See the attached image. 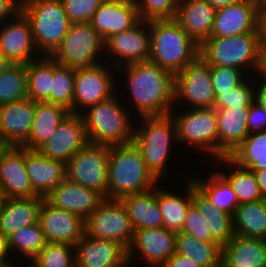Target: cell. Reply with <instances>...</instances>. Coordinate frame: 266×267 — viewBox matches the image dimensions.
I'll return each instance as SVG.
<instances>
[{
  "mask_svg": "<svg viewBox=\"0 0 266 267\" xmlns=\"http://www.w3.org/2000/svg\"><path fill=\"white\" fill-rule=\"evenodd\" d=\"M15 258H13L12 261H9V262H6V263H3V264H0V267H20L18 265V263H16V260H14ZM15 262V263H14ZM23 267V266H22Z\"/></svg>",
  "mask_w": 266,
  "mask_h": 267,
  "instance_id": "obj_59",
  "label": "cell"
},
{
  "mask_svg": "<svg viewBox=\"0 0 266 267\" xmlns=\"http://www.w3.org/2000/svg\"><path fill=\"white\" fill-rule=\"evenodd\" d=\"M256 87L257 83L254 80V77L249 76L239 86L231 89L230 91L219 93L216 96L213 108H249V106L255 101Z\"/></svg>",
  "mask_w": 266,
  "mask_h": 267,
  "instance_id": "obj_44",
  "label": "cell"
},
{
  "mask_svg": "<svg viewBox=\"0 0 266 267\" xmlns=\"http://www.w3.org/2000/svg\"><path fill=\"white\" fill-rule=\"evenodd\" d=\"M74 247L76 267H129L127 250L115 241L84 234Z\"/></svg>",
  "mask_w": 266,
  "mask_h": 267,
  "instance_id": "obj_22",
  "label": "cell"
},
{
  "mask_svg": "<svg viewBox=\"0 0 266 267\" xmlns=\"http://www.w3.org/2000/svg\"><path fill=\"white\" fill-rule=\"evenodd\" d=\"M210 67L212 83L216 96L219 93L230 91L231 89L239 86L249 77V75H247L245 72L233 67Z\"/></svg>",
  "mask_w": 266,
  "mask_h": 267,
  "instance_id": "obj_46",
  "label": "cell"
},
{
  "mask_svg": "<svg viewBox=\"0 0 266 267\" xmlns=\"http://www.w3.org/2000/svg\"><path fill=\"white\" fill-rule=\"evenodd\" d=\"M116 72L117 76L120 72V79L122 77L125 81V84L122 83L125 86L122 85L121 89L126 88L125 91L117 89L116 92L129 94L126 96L129 97L127 102L135 107L132 110L135 118L170 114L174 108L173 73L149 61L124 65L117 68Z\"/></svg>",
  "mask_w": 266,
  "mask_h": 267,
  "instance_id": "obj_1",
  "label": "cell"
},
{
  "mask_svg": "<svg viewBox=\"0 0 266 267\" xmlns=\"http://www.w3.org/2000/svg\"><path fill=\"white\" fill-rule=\"evenodd\" d=\"M232 219L234 234L266 239V198L239 204Z\"/></svg>",
  "mask_w": 266,
  "mask_h": 267,
  "instance_id": "obj_34",
  "label": "cell"
},
{
  "mask_svg": "<svg viewBox=\"0 0 266 267\" xmlns=\"http://www.w3.org/2000/svg\"><path fill=\"white\" fill-rule=\"evenodd\" d=\"M75 68L59 65L53 59V80L50 103L65 107L73 113Z\"/></svg>",
  "mask_w": 266,
  "mask_h": 267,
  "instance_id": "obj_42",
  "label": "cell"
},
{
  "mask_svg": "<svg viewBox=\"0 0 266 267\" xmlns=\"http://www.w3.org/2000/svg\"><path fill=\"white\" fill-rule=\"evenodd\" d=\"M21 11V0H0V25Z\"/></svg>",
  "mask_w": 266,
  "mask_h": 267,
  "instance_id": "obj_50",
  "label": "cell"
},
{
  "mask_svg": "<svg viewBox=\"0 0 266 267\" xmlns=\"http://www.w3.org/2000/svg\"><path fill=\"white\" fill-rule=\"evenodd\" d=\"M12 65L13 63L0 52V74Z\"/></svg>",
  "mask_w": 266,
  "mask_h": 267,
  "instance_id": "obj_58",
  "label": "cell"
},
{
  "mask_svg": "<svg viewBox=\"0 0 266 267\" xmlns=\"http://www.w3.org/2000/svg\"><path fill=\"white\" fill-rule=\"evenodd\" d=\"M38 223L46 241L50 243L75 246L85 234V220L81 216L56 208L45 198L42 200Z\"/></svg>",
  "mask_w": 266,
  "mask_h": 267,
  "instance_id": "obj_19",
  "label": "cell"
},
{
  "mask_svg": "<svg viewBox=\"0 0 266 267\" xmlns=\"http://www.w3.org/2000/svg\"><path fill=\"white\" fill-rule=\"evenodd\" d=\"M7 238L0 232V264L12 261Z\"/></svg>",
  "mask_w": 266,
  "mask_h": 267,
  "instance_id": "obj_54",
  "label": "cell"
},
{
  "mask_svg": "<svg viewBox=\"0 0 266 267\" xmlns=\"http://www.w3.org/2000/svg\"><path fill=\"white\" fill-rule=\"evenodd\" d=\"M253 77L257 84L266 85V46L262 44L259 46L257 66Z\"/></svg>",
  "mask_w": 266,
  "mask_h": 267,
  "instance_id": "obj_51",
  "label": "cell"
},
{
  "mask_svg": "<svg viewBox=\"0 0 266 267\" xmlns=\"http://www.w3.org/2000/svg\"><path fill=\"white\" fill-rule=\"evenodd\" d=\"M149 55L150 22L145 20L104 41V60L116 69L128 64L146 62Z\"/></svg>",
  "mask_w": 266,
  "mask_h": 267,
  "instance_id": "obj_14",
  "label": "cell"
},
{
  "mask_svg": "<svg viewBox=\"0 0 266 267\" xmlns=\"http://www.w3.org/2000/svg\"><path fill=\"white\" fill-rule=\"evenodd\" d=\"M28 97L37 102L50 103L53 80V58L41 56L26 64Z\"/></svg>",
  "mask_w": 266,
  "mask_h": 267,
  "instance_id": "obj_38",
  "label": "cell"
},
{
  "mask_svg": "<svg viewBox=\"0 0 266 267\" xmlns=\"http://www.w3.org/2000/svg\"><path fill=\"white\" fill-rule=\"evenodd\" d=\"M175 253L193 260L201 267H222V246L200 241L194 235L177 233Z\"/></svg>",
  "mask_w": 266,
  "mask_h": 267,
  "instance_id": "obj_35",
  "label": "cell"
},
{
  "mask_svg": "<svg viewBox=\"0 0 266 267\" xmlns=\"http://www.w3.org/2000/svg\"><path fill=\"white\" fill-rule=\"evenodd\" d=\"M27 264H28V267H35L31 262H27L25 267H27Z\"/></svg>",
  "mask_w": 266,
  "mask_h": 267,
  "instance_id": "obj_62",
  "label": "cell"
},
{
  "mask_svg": "<svg viewBox=\"0 0 266 267\" xmlns=\"http://www.w3.org/2000/svg\"><path fill=\"white\" fill-rule=\"evenodd\" d=\"M43 199L7 198L0 213V232L8 238L18 229L38 223Z\"/></svg>",
  "mask_w": 266,
  "mask_h": 267,
  "instance_id": "obj_29",
  "label": "cell"
},
{
  "mask_svg": "<svg viewBox=\"0 0 266 267\" xmlns=\"http://www.w3.org/2000/svg\"><path fill=\"white\" fill-rule=\"evenodd\" d=\"M207 222L196 205L192 203L187 210L184 227L181 232L194 235L200 241L217 243L211 236Z\"/></svg>",
  "mask_w": 266,
  "mask_h": 267,
  "instance_id": "obj_48",
  "label": "cell"
},
{
  "mask_svg": "<svg viewBox=\"0 0 266 267\" xmlns=\"http://www.w3.org/2000/svg\"><path fill=\"white\" fill-rule=\"evenodd\" d=\"M28 97L26 64H14L0 74V105Z\"/></svg>",
  "mask_w": 266,
  "mask_h": 267,
  "instance_id": "obj_41",
  "label": "cell"
},
{
  "mask_svg": "<svg viewBox=\"0 0 266 267\" xmlns=\"http://www.w3.org/2000/svg\"><path fill=\"white\" fill-rule=\"evenodd\" d=\"M31 263L35 267H76L75 247L47 242Z\"/></svg>",
  "mask_w": 266,
  "mask_h": 267,
  "instance_id": "obj_43",
  "label": "cell"
},
{
  "mask_svg": "<svg viewBox=\"0 0 266 267\" xmlns=\"http://www.w3.org/2000/svg\"><path fill=\"white\" fill-rule=\"evenodd\" d=\"M141 21L135 0H105L90 24L105 41L112 35L133 28Z\"/></svg>",
  "mask_w": 266,
  "mask_h": 267,
  "instance_id": "obj_20",
  "label": "cell"
},
{
  "mask_svg": "<svg viewBox=\"0 0 266 267\" xmlns=\"http://www.w3.org/2000/svg\"><path fill=\"white\" fill-rule=\"evenodd\" d=\"M209 5L214 7L216 10L235 4L239 0H205Z\"/></svg>",
  "mask_w": 266,
  "mask_h": 267,
  "instance_id": "obj_57",
  "label": "cell"
},
{
  "mask_svg": "<svg viewBox=\"0 0 266 267\" xmlns=\"http://www.w3.org/2000/svg\"><path fill=\"white\" fill-rule=\"evenodd\" d=\"M180 108L178 110L173 108L170 112L175 123L179 145L185 144L187 147H195L196 150H201L203 154L207 153L211 155V158L214 157L215 162L218 159V121L216 109Z\"/></svg>",
  "mask_w": 266,
  "mask_h": 267,
  "instance_id": "obj_8",
  "label": "cell"
},
{
  "mask_svg": "<svg viewBox=\"0 0 266 267\" xmlns=\"http://www.w3.org/2000/svg\"><path fill=\"white\" fill-rule=\"evenodd\" d=\"M216 163L223 164L227 169L218 171L231 185L238 203L254 202L263 199V195L252 170L238 166L229 157L216 159ZM225 170L228 171L225 173Z\"/></svg>",
  "mask_w": 266,
  "mask_h": 267,
  "instance_id": "obj_36",
  "label": "cell"
},
{
  "mask_svg": "<svg viewBox=\"0 0 266 267\" xmlns=\"http://www.w3.org/2000/svg\"><path fill=\"white\" fill-rule=\"evenodd\" d=\"M0 190L7 198L40 197L34 190L26 171V148H0Z\"/></svg>",
  "mask_w": 266,
  "mask_h": 267,
  "instance_id": "obj_17",
  "label": "cell"
},
{
  "mask_svg": "<svg viewBox=\"0 0 266 267\" xmlns=\"http://www.w3.org/2000/svg\"><path fill=\"white\" fill-rule=\"evenodd\" d=\"M176 235L165 227L136 230L127 250L129 267L136 256L149 267H161L175 253Z\"/></svg>",
  "mask_w": 266,
  "mask_h": 267,
  "instance_id": "obj_15",
  "label": "cell"
},
{
  "mask_svg": "<svg viewBox=\"0 0 266 267\" xmlns=\"http://www.w3.org/2000/svg\"><path fill=\"white\" fill-rule=\"evenodd\" d=\"M249 108L216 109L218 121V159L228 157L250 135Z\"/></svg>",
  "mask_w": 266,
  "mask_h": 267,
  "instance_id": "obj_27",
  "label": "cell"
},
{
  "mask_svg": "<svg viewBox=\"0 0 266 267\" xmlns=\"http://www.w3.org/2000/svg\"><path fill=\"white\" fill-rule=\"evenodd\" d=\"M247 127L250 134L266 130V110L256 101L249 106Z\"/></svg>",
  "mask_w": 266,
  "mask_h": 267,
  "instance_id": "obj_49",
  "label": "cell"
},
{
  "mask_svg": "<svg viewBox=\"0 0 266 267\" xmlns=\"http://www.w3.org/2000/svg\"><path fill=\"white\" fill-rule=\"evenodd\" d=\"M264 198H266V169L252 170Z\"/></svg>",
  "mask_w": 266,
  "mask_h": 267,
  "instance_id": "obj_55",
  "label": "cell"
},
{
  "mask_svg": "<svg viewBox=\"0 0 266 267\" xmlns=\"http://www.w3.org/2000/svg\"><path fill=\"white\" fill-rule=\"evenodd\" d=\"M7 240L11 258L19 257V260L26 262H31L47 243L39 223L18 229Z\"/></svg>",
  "mask_w": 266,
  "mask_h": 267,
  "instance_id": "obj_39",
  "label": "cell"
},
{
  "mask_svg": "<svg viewBox=\"0 0 266 267\" xmlns=\"http://www.w3.org/2000/svg\"><path fill=\"white\" fill-rule=\"evenodd\" d=\"M51 57L62 66L83 68L104 62V40L90 23H72Z\"/></svg>",
  "mask_w": 266,
  "mask_h": 267,
  "instance_id": "obj_9",
  "label": "cell"
},
{
  "mask_svg": "<svg viewBox=\"0 0 266 267\" xmlns=\"http://www.w3.org/2000/svg\"><path fill=\"white\" fill-rule=\"evenodd\" d=\"M186 180L183 196L182 194L177 195L172 189H163L157 185V202L163 218V227L175 233L182 231L187 210L193 203L191 176Z\"/></svg>",
  "mask_w": 266,
  "mask_h": 267,
  "instance_id": "obj_32",
  "label": "cell"
},
{
  "mask_svg": "<svg viewBox=\"0 0 266 267\" xmlns=\"http://www.w3.org/2000/svg\"><path fill=\"white\" fill-rule=\"evenodd\" d=\"M215 13L205 0H181L174 20L200 45L211 35Z\"/></svg>",
  "mask_w": 266,
  "mask_h": 267,
  "instance_id": "obj_26",
  "label": "cell"
},
{
  "mask_svg": "<svg viewBox=\"0 0 266 267\" xmlns=\"http://www.w3.org/2000/svg\"><path fill=\"white\" fill-rule=\"evenodd\" d=\"M29 19L35 47L41 56H51L61 45L72 24L61 0H21Z\"/></svg>",
  "mask_w": 266,
  "mask_h": 267,
  "instance_id": "obj_6",
  "label": "cell"
},
{
  "mask_svg": "<svg viewBox=\"0 0 266 267\" xmlns=\"http://www.w3.org/2000/svg\"><path fill=\"white\" fill-rule=\"evenodd\" d=\"M259 7L255 0H239L216 10L210 37H231L258 32Z\"/></svg>",
  "mask_w": 266,
  "mask_h": 267,
  "instance_id": "obj_23",
  "label": "cell"
},
{
  "mask_svg": "<svg viewBox=\"0 0 266 267\" xmlns=\"http://www.w3.org/2000/svg\"><path fill=\"white\" fill-rule=\"evenodd\" d=\"M105 0H61L71 23H90L94 13Z\"/></svg>",
  "mask_w": 266,
  "mask_h": 267,
  "instance_id": "obj_47",
  "label": "cell"
},
{
  "mask_svg": "<svg viewBox=\"0 0 266 267\" xmlns=\"http://www.w3.org/2000/svg\"><path fill=\"white\" fill-rule=\"evenodd\" d=\"M88 143V135L81 115L69 113L38 151L45 157L66 164Z\"/></svg>",
  "mask_w": 266,
  "mask_h": 267,
  "instance_id": "obj_18",
  "label": "cell"
},
{
  "mask_svg": "<svg viewBox=\"0 0 266 267\" xmlns=\"http://www.w3.org/2000/svg\"><path fill=\"white\" fill-rule=\"evenodd\" d=\"M135 230L123 203L118 199H105L85 220V234L107 239L130 247Z\"/></svg>",
  "mask_w": 266,
  "mask_h": 267,
  "instance_id": "obj_12",
  "label": "cell"
},
{
  "mask_svg": "<svg viewBox=\"0 0 266 267\" xmlns=\"http://www.w3.org/2000/svg\"><path fill=\"white\" fill-rule=\"evenodd\" d=\"M222 267H266L265 239L234 234L222 246Z\"/></svg>",
  "mask_w": 266,
  "mask_h": 267,
  "instance_id": "obj_28",
  "label": "cell"
},
{
  "mask_svg": "<svg viewBox=\"0 0 266 267\" xmlns=\"http://www.w3.org/2000/svg\"><path fill=\"white\" fill-rule=\"evenodd\" d=\"M122 96L124 95L115 94L111 98L92 105L80 113L89 143L114 146L128 144L133 141L135 129V123L133 122H135L134 119L136 120V118L133 114H130L132 107L130 104L128 106L125 103L126 101H122V98H126Z\"/></svg>",
  "mask_w": 266,
  "mask_h": 267,
  "instance_id": "obj_3",
  "label": "cell"
},
{
  "mask_svg": "<svg viewBox=\"0 0 266 267\" xmlns=\"http://www.w3.org/2000/svg\"><path fill=\"white\" fill-rule=\"evenodd\" d=\"M26 171L33 190L45 198L66 179V164L26 149Z\"/></svg>",
  "mask_w": 266,
  "mask_h": 267,
  "instance_id": "obj_25",
  "label": "cell"
},
{
  "mask_svg": "<svg viewBox=\"0 0 266 267\" xmlns=\"http://www.w3.org/2000/svg\"><path fill=\"white\" fill-rule=\"evenodd\" d=\"M160 184L148 170L133 142L109 146L106 199L119 200L127 195L149 191Z\"/></svg>",
  "mask_w": 266,
  "mask_h": 267,
  "instance_id": "obj_2",
  "label": "cell"
},
{
  "mask_svg": "<svg viewBox=\"0 0 266 267\" xmlns=\"http://www.w3.org/2000/svg\"><path fill=\"white\" fill-rule=\"evenodd\" d=\"M258 32L260 44L266 46V7L259 8Z\"/></svg>",
  "mask_w": 266,
  "mask_h": 267,
  "instance_id": "obj_53",
  "label": "cell"
},
{
  "mask_svg": "<svg viewBox=\"0 0 266 267\" xmlns=\"http://www.w3.org/2000/svg\"><path fill=\"white\" fill-rule=\"evenodd\" d=\"M7 197L4 195V193L0 190V213L2 212L3 206L5 204Z\"/></svg>",
  "mask_w": 266,
  "mask_h": 267,
  "instance_id": "obj_60",
  "label": "cell"
},
{
  "mask_svg": "<svg viewBox=\"0 0 266 267\" xmlns=\"http://www.w3.org/2000/svg\"><path fill=\"white\" fill-rule=\"evenodd\" d=\"M36 102L29 97L0 105V142L21 146L31 133Z\"/></svg>",
  "mask_w": 266,
  "mask_h": 267,
  "instance_id": "obj_21",
  "label": "cell"
},
{
  "mask_svg": "<svg viewBox=\"0 0 266 267\" xmlns=\"http://www.w3.org/2000/svg\"><path fill=\"white\" fill-rule=\"evenodd\" d=\"M199 45L174 20L150 21L149 62L176 75L199 56Z\"/></svg>",
  "mask_w": 266,
  "mask_h": 267,
  "instance_id": "obj_5",
  "label": "cell"
},
{
  "mask_svg": "<svg viewBox=\"0 0 266 267\" xmlns=\"http://www.w3.org/2000/svg\"><path fill=\"white\" fill-rule=\"evenodd\" d=\"M228 157L243 168L266 169V130L251 133Z\"/></svg>",
  "mask_w": 266,
  "mask_h": 267,
  "instance_id": "obj_40",
  "label": "cell"
},
{
  "mask_svg": "<svg viewBox=\"0 0 266 267\" xmlns=\"http://www.w3.org/2000/svg\"><path fill=\"white\" fill-rule=\"evenodd\" d=\"M0 52L14 64H28L41 57L29 19L22 11L0 25Z\"/></svg>",
  "mask_w": 266,
  "mask_h": 267,
  "instance_id": "obj_16",
  "label": "cell"
},
{
  "mask_svg": "<svg viewBox=\"0 0 266 267\" xmlns=\"http://www.w3.org/2000/svg\"><path fill=\"white\" fill-rule=\"evenodd\" d=\"M181 0H135L141 20H171Z\"/></svg>",
  "mask_w": 266,
  "mask_h": 267,
  "instance_id": "obj_45",
  "label": "cell"
},
{
  "mask_svg": "<svg viewBox=\"0 0 266 267\" xmlns=\"http://www.w3.org/2000/svg\"><path fill=\"white\" fill-rule=\"evenodd\" d=\"M115 71L116 68L106 61L91 67L76 68L73 114H80L86 108L105 101L117 93L115 92L117 91L115 85L118 84L120 79Z\"/></svg>",
  "mask_w": 266,
  "mask_h": 267,
  "instance_id": "obj_10",
  "label": "cell"
},
{
  "mask_svg": "<svg viewBox=\"0 0 266 267\" xmlns=\"http://www.w3.org/2000/svg\"><path fill=\"white\" fill-rule=\"evenodd\" d=\"M137 119L132 142L140 150L148 170L161 182L168 175L170 153L175 149L173 143H178L173 117L168 114Z\"/></svg>",
  "mask_w": 266,
  "mask_h": 267,
  "instance_id": "obj_4",
  "label": "cell"
},
{
  "mask_svg": "<svg viewBox=\"0 0 266 267\" xmlns=\"http://www.w3.org/2000/svg\"><path fill=\"white\" fill-rule=\"evenodd\" d=\"M215 99L211 67L199 56L175 75L174 108H213Z\"/></svg>",
  "mask_w": 266,
  "mask_h": 267,
  "instance_id": "obj_11",
  "label": "cell"
},
{
  "mask_svg": "<svg viewBox=\"0 0 266 267\" xmlns=\"http://www.w3.org/2000/svg\"><path fill=\"white\" fill-rule=\"evenodd\" d=\"M255 101L266 110V85L257 84L255 90Z\"/></svg>",
  "mask_w": 266,
  "mask_h": 267,
  "instance_id": "obj_56",
  "label": "cell"
},
{
  "mask_svg": "<svg viewBox=\"0 0 266 267\" xmlns=\"http://www.w3.org/2000/svg\"><path fill=\"white\" fill-rule=\"evenodd\" d=\"M191 178L212 204L233 216L239 203L230 183L219 172H212L208 179L207 176L206 179L200 176Z\"/></svg>",
  "mask_w": 266,
  "mask_h": 267,
  "instance_id": "obj_37",
  "label": "cell"
},
{
  "mask_svg": "<svg viewBox=\"0 0 266 267\" xmlns=\"http://www.w3.org/2000/svg\"><path fill=\"white\" fill-rule=\"evenodd\" d=\"M161 267H201L193 260L174 253Z\"/></svg>",
  "mask_w": 266,
  "mask_h": 267,
  "instance_id": "obj_52",
  "label": "cell"
},
{
  "mask_svg": "<svg viewBox=\"0 0 266 267\" xmlns=\"http://www.w3.org/2000/svg\"><path fill=\"white\" fill-rule=\"evenodd\" d=\"M108 148L107 145L88 143L66 163V178L98 191L106 199Z\"/></svg>",
  "mask_w": 266,
  "mask_h": 267,
  "instance_id": "obj_13",
  "label": "cell"
},
{
  "mask_svg": "<svg viewBox=\"0 0 266 267\" xmlns=\"http://www.w3.org/2000/svg\"><path fill=\"white\" fill-rule=\"evenodd\" d=\"M259 8L266 7V0H255Z\"/></svg>",
  "mask_w": 266,
  "mask_h": 267,
  "instance_id": "obj_61",
  "label": "cell"
},
{
  "mask_svg": "<svg viewBox=\"0 0 266 267\" xmlns=\"http://www.w3.org/2000/svg\"><path fill=\"white\" fill-rule=\"evenodd\" d=\"M45 199L54 207L77 214L86 220L105 200V197L98 191L71 182L66 178Z\"/></svg>",
  "mask_w": 266,
  "mask_h": 267,
  "instance_id": "obj_24",
  "label": "cell"
},
{
  "mask_svg": "<svg viewBox=\"0 0 266 267\" xmlns=\"http://www.w3.org/2000/svg\"><path fill=\"white\" fill-rule=\"evenodd\" d=\"M192 202L205 220L212 238L221 246L234 236L232 215L217 208L192 180Z\"/></svg>",
  "mask_w": 266,
  "mask_h": 267,
  "instance_id": "obj_33",
  "label": "cell"
},
{
  "mask_svg": "<svg viewBox=\"0 0 266 267\" xmlns=\"http://www.w3.org/2000/svg\"><path fill=\"white\" fill-rule=\"evenodd\" d=\"M259 46V32H249L231 37H209L199 45L198 52L210 66L233 67L253 76Z\"/></svg>",
  "mask_w": 266,
  "mask_h": 267,
  "instance_id": "obj_7",
  "label": "cell"
},
{
  "mask_svg": "<svg viewBox=\"0 0 266 267\" xmlns=\"http://www.w3.org/2000/svg\"><path fill=\"white\" fill-rule=\"evenodd\" d=\"M69 113V110L61 105L37 102L31 133L21 147L28 150H38L47 142Z\"/></svg>",
  "mask_w": 266,
  "mask_h": 267,
  "instance_id": "obj_31",
  "label": "cell"
},
{
  "mask_svg": "<svg viewBox=\"0 0 266 267\" xmlns=\"http://www.w3.org/2000/svg\"><path fill=\"white\" fill-rule=\"evenodd\" d=\"M119 200L123 203L135 231L163 227V218L157 202V186Z\"/></svg>",
  "mask_w": 266,
  "mask_h": 267,
  "instance_id": "obj_30",
  "label": "cell"
}]
</instances>
